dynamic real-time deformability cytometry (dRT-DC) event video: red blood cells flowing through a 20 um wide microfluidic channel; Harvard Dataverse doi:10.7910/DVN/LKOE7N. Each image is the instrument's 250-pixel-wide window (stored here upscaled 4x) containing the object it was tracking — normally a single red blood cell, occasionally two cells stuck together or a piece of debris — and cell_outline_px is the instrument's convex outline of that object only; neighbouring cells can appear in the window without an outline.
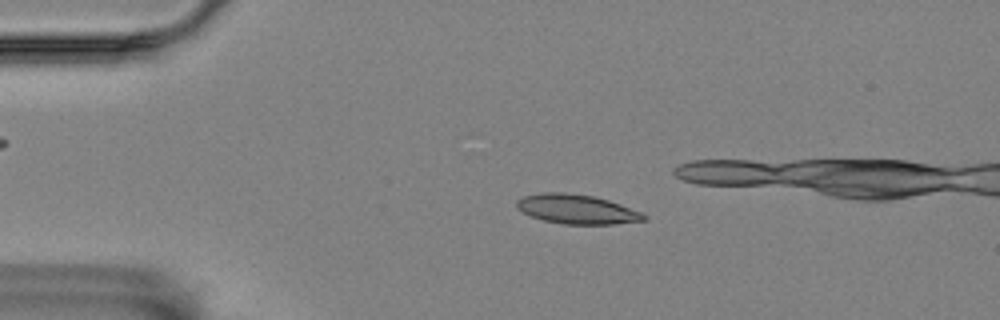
{"species": "Egyptian fruit bat (a non-hibernating species)", "species_latin": "Rousettus aegyptiacus", "temperature_condition": "room temperature", "stored_images_in_passage": 39, "camera_frame_rate_fps": 3000, "um_per_image_px": 0.085, "animal": {"sex": "female"}, "frame": {"image": 1, "passage_image": 6, "time_ms": 1.667, "image_size_px": [1000, 320], "cell_outline_px": [[648, 220], [612, 224], [564, 224], [544, 220], [528, 216], [516, 208], [516, 200], [524, 196], [540, 192], [564, 192], [592, 196], [608, 200], [644, 212], [648, 216]], "centroid_in_image_um": [49.03, 17.78], "position_along_channel_um": 36.0, "area_um2": 22.02}}
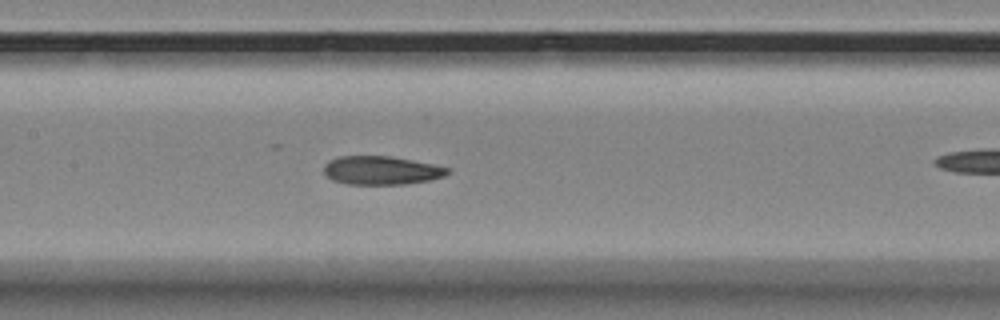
{"frame": {"image": 2, "passage_image": 21, "time_ms": 6.667, "image_size_px": [1000, 320], "cell_outline_px": [[452, 168], [444, 176], [432, 180], [404, 184], [348, 184], [332, 180], [324, 172], [324, 164], [328, 160], [340, 156], [388, 156], [412, 160]], "centroid_in_image_um": [32.41, 14.48], "position_along_channel_um": 175.0, "area_um2": 20.58}}
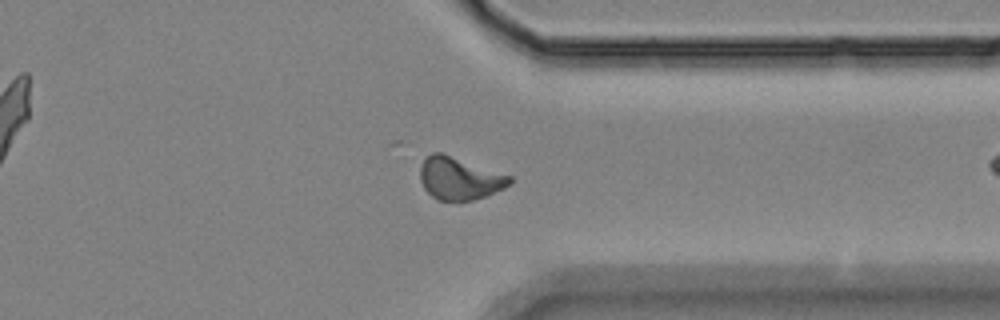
{"frame": {"image": 3, "passage_image": 38, "time_ms": 12.333, "image_size_px": [1000, 320], "cell_outline_px": [[512, 184], [488, 196], [472, 200], [436, 200], [424, 188], [420, 180], [420, 164], [432, 152], [444, 152], [512, 176]], "centroid_in_image_um": [39.07, 15.15], "position_along_channel_um": 372.3, "area_um2": 22.54}}